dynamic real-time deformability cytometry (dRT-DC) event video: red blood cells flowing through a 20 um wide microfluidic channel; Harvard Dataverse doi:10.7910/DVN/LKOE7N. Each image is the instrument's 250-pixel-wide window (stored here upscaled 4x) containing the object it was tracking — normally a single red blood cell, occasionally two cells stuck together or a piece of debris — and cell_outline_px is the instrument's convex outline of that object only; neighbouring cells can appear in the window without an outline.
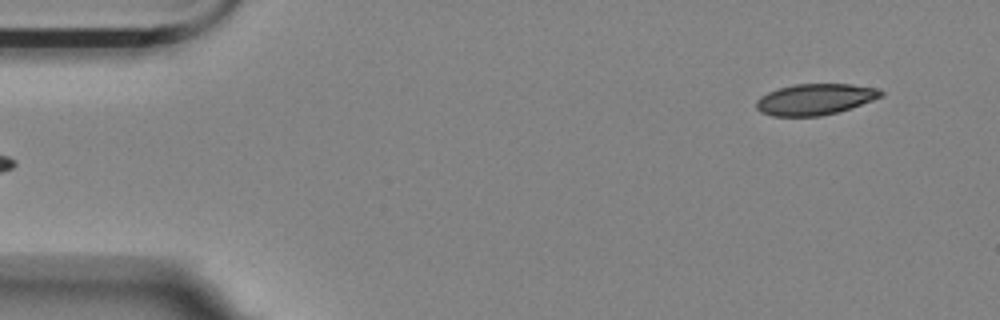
{"species": "Egyptian fruit bat (a non-hibernating species)", "species_latin": "Rousettus aegyptiacus", "temperature_condition": "room temperature", "stored_images_in_passage": 3, "camera_frame_rate_fps": 3000, "um_per_image_px": 0.085, "animal": {"sex": "female"}, "frame": {"image": 1, "passage_image": 3, "time_ms": 0.667, "image_size_px": [1000, 320], "cell_outline_px": [[884, 96], [852, 108], [820, 116], [772, 116], [760, 112], [756, 108], [756, 100], [760, 96], [768, 92], [780, 88], [796, 84], [852, 84], [880, 88], [884, 92]], "centroid_in_image_um": [69.31, 8.44], "position_along_channel_um": 15.7, "area_um2": 22.77}}